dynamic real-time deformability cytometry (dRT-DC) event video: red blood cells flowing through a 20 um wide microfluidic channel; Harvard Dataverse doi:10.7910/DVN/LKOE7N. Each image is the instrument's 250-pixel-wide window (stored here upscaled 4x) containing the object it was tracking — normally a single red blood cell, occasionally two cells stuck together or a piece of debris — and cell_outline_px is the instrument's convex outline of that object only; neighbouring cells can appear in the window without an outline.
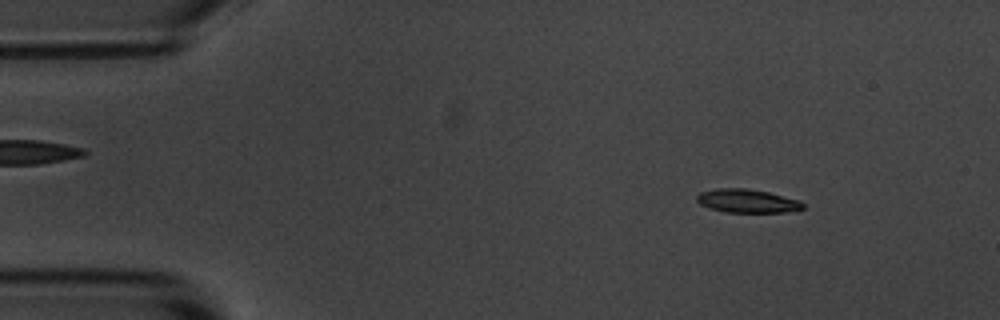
{"species": "common noctule bat (a hibernating species)", "species_latin": "Nyctalus noctula", "temperature_condition": "room temperature", "stored_images_in_passage": 4, "camera_frame_rate_fps": 3000, "um_per_image_px": 0.085, "animal": {"sex": "male", "body_mass_g": 20.1, "forearm_length_mm": 53.5}, "frame": {"image": 1, "passage_image": 2, "time_ms": 1.0, "image_size_px": [1000, 320], "cell_outline_px": [[804, 208], [792, 212], [724, 212], [700, 204], [696, 200], [696, 196], [700, 192], [716, 188], [748, 188], [768, 192], [800, 200], [804, 204]], "centroid_in_image_um": [63.53, 17.08], "position_along_channel_um": 21.5, "area_um2": 14.62}}